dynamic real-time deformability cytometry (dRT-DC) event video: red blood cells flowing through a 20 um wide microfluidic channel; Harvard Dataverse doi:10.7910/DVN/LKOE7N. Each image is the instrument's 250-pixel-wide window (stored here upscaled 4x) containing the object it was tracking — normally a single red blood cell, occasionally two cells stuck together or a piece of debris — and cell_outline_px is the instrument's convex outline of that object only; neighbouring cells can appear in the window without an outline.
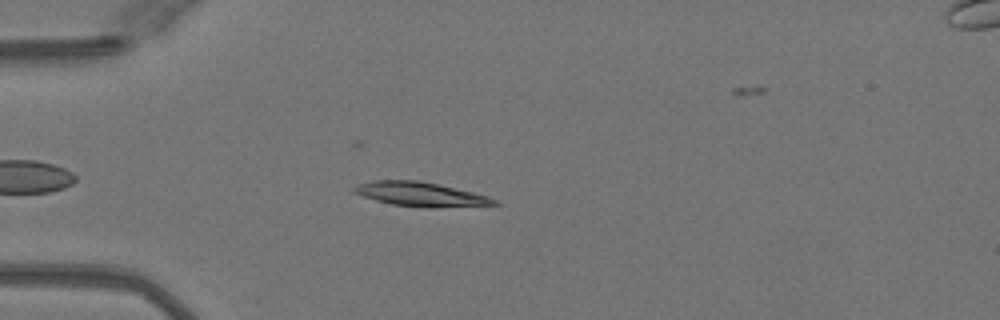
{"species": "Egyptian fruit bat (a non-hibernating species)", "species_latin": "Rousettus aegyptiacus", "temperature_condition": "warm", "stored_images_in_passage": 43, "camera_frame_rate_fps": 3000, "um_per_image_px": 0.085, "animal": {"sex": "female"}, "frame": {"image": 1, "passage_image": 6, "time_ms": 1.667, "image_size_px": [1000, 320], "cell_outline_px": [[500, 204], [436, 208], [428, 208], [392, 204], [376, 200], [352, 192], [352, 188], [356, 184], [376, 180], [420, 180], [440, 184], [488, 196], [496, 200]], "centroid_in_image_um": [35.74, 16.5], "position_along_channel_um": 49.3, "area_um2": 19.83}}
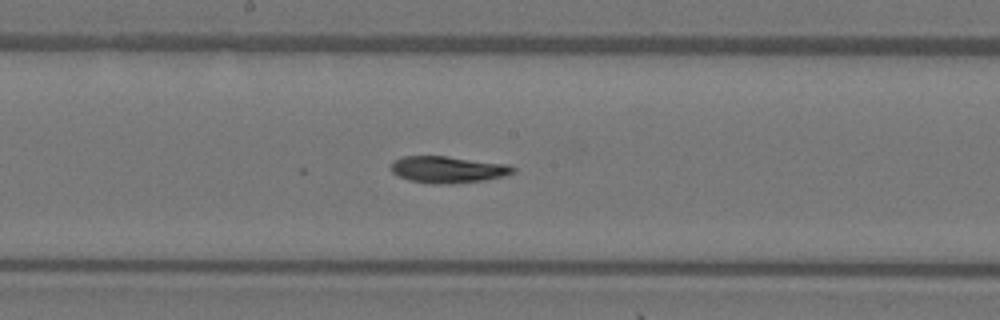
{"frame": {"image": 2, "passage_image": 19, "time_ms": 6.0, "image_size_px": [1000, 320], "cell_outline_px": [[516, 172], [504, 176], [484, 180], [452, 184], [436, 184], [408, 180], [392, 172], [392, 160], [404, 156], [444, 156], [508, 164], [516, 168]], "centroid_in_image_um": [38.09, 14.41], "position_along_channel_um": 210.1, "area_um2": 18.96}}
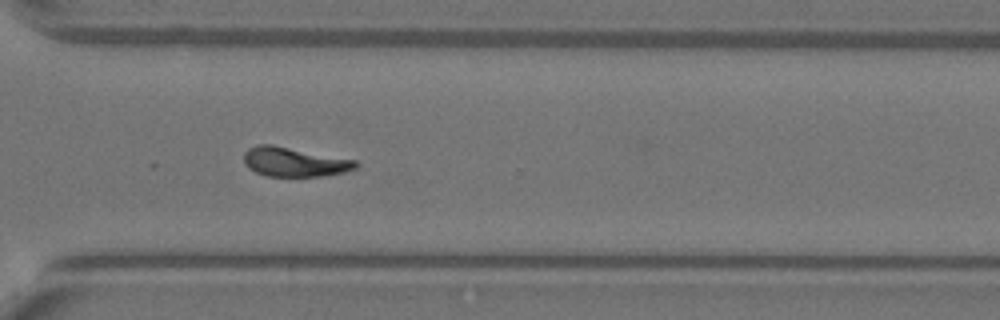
{"frame": {"image": 3, "passage_image": 29, "time_ms": 9.333, "image_size_px": [1000, 320], "cell_outline_px": [[360, 164], [356, 168], [344, 172], [324, 176], [268, 176], [256, 172], [248, 168], [244, 164], [244, 152], [248, 148], [256, 144], [272, 144], [356, 160]], "centroid_in_image_um": [25.01, 13.75], "position_along_channel_um": 345.6, "area_um2": 19.25}}